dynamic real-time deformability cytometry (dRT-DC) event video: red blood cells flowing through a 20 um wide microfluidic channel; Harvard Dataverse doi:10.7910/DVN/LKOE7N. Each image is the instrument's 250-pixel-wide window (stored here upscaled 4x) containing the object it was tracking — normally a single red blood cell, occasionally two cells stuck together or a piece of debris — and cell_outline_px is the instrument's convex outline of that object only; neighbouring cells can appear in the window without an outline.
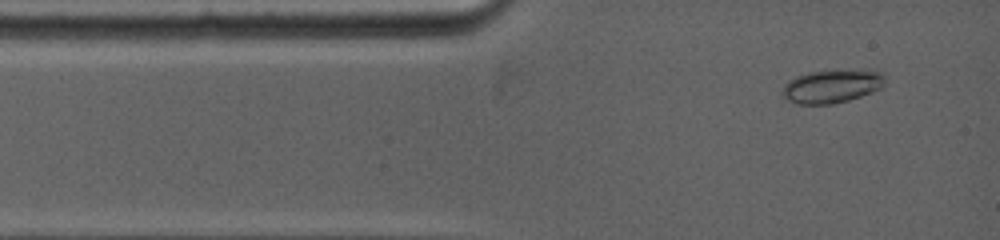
{"species": "common noctule bat (a hibernating species)", "species_latin": "Nyctalus noctula", "temperature_condition": "warm", "stored_images_in_passage": 6, "camera_frame_rate_fps": 5000, "um_per_image_px": 0.085, "animal": {"sex": "female", "body_mass_g": 19.0, "forearm_length_mm": 53.3}, "frame": {"image": 1, "passage_image": 2, "time_ms": 0.6, "image_size_px": [1000, 240], "cell_outline_px": [[884, 84], [880, 88], [872, 92], [848, 100], [828, 104], [800, 104], [784, 96], [780, 92], [784, 84], [788, 80], [796, 76], [808, 72], [860, 68], [868, 68], [880, 72], [884, 76]], "centroid_in_image_um": [70.74, 7.28], "position_along_channel_um": 14.3, "area_um2": 20.11}}
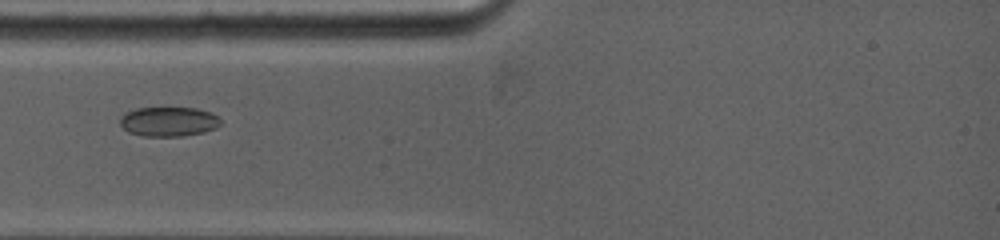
{"frame": {"image": 2, "passage_image": 5, "time_ms": 2.8, "image_size_px": [1000, 240], "cell_outline_px": [[220, 124], [216, 128], [204, 132], [180, 136], [144, 136], [128, 132], [120, 124], [120, 116], [124, 112], [136, 108], [196, 108], [208, 112], [216, 116], [220, 120]], "centroid_in_image_um": [14.29, 10.33], "position_along_channel_um": 70.7, "area_um2": 17.22}}